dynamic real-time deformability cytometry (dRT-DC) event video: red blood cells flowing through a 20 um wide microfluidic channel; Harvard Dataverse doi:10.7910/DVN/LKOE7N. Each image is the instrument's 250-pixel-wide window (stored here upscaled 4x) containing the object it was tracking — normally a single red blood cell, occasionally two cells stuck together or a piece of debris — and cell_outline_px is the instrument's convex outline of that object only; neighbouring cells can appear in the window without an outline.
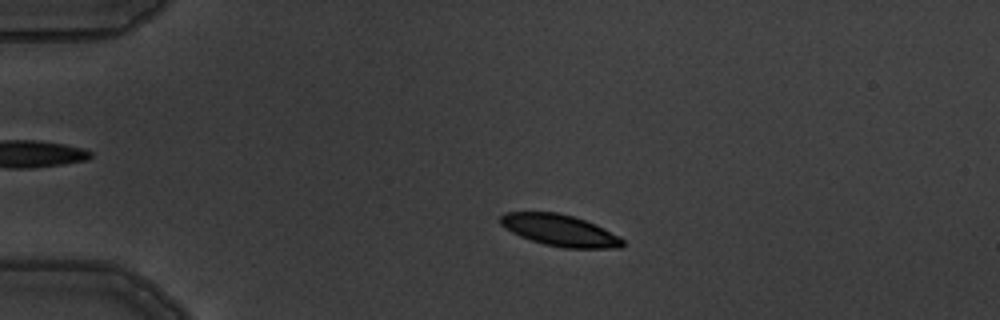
{"species": "common noctule bat (a hibernating species)", "species_latin": "Nyctalus noctula", "temperature_condition": "warm", "stored_images_in_passage": 4, "camera_frame_rate_fps": 3000, "um_per_image_px": 0.085, "animal": {"sex": "male", "body_mass_g": 19.5, "forearm_length_mm": 54.6}, "frame": {"image": 1, "passage_image": 3, "time_ms": 2.333, "image_size_px": [1000, 320], "cell_outline_px": [[624, 244], [620, 248], [564, 248], [544, 244], [520, 236], [504, 228], [500, 224], [500, 216], [504, 212], [556, 212], [572, 216], [596, 224], [620, 236], [624, 240]], "centroid_in_image_um": [47.59, 19.58], "position_along_channel_um": 37.4, "area_um2": 22.48}}